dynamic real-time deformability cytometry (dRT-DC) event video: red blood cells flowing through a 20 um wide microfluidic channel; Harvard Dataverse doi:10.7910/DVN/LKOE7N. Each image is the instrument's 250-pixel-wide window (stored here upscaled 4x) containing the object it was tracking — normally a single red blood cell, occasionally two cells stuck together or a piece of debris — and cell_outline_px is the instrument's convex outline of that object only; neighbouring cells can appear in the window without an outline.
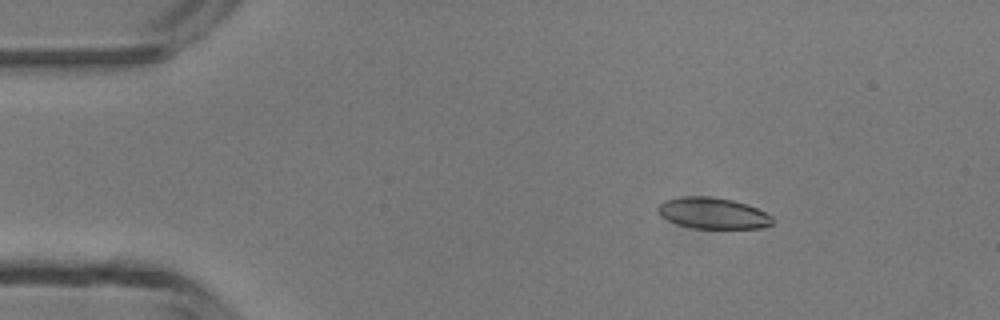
{"species": "common noctule bat (a hibernating species)", "species_latin": "Nyctalus noctula", "temperature_condition": "room temperature", "stored_images_in_passage": 5, "camera_frame_rate_fps": 3000, "um_per_image_px": 0.085, "animal": {"sex": "male", "body_mass_g": 13.3}, "frame": {"image": 1, "passage_image": 3, "time_ms": 2.333, "image_size_px": [1000, 320], "cell_outline_px": [[772, 224], [760, 228], [692, 228], [676, 224], [660, 216], [656, 208], [664, 200], [684, 196], [708, 196], [732, 200], [748, 204], [772, 216]], "centroid_in_image_um": [60.56, 18.12], "position_along_channel_um": 24.4, "area_um2": 20.81}}